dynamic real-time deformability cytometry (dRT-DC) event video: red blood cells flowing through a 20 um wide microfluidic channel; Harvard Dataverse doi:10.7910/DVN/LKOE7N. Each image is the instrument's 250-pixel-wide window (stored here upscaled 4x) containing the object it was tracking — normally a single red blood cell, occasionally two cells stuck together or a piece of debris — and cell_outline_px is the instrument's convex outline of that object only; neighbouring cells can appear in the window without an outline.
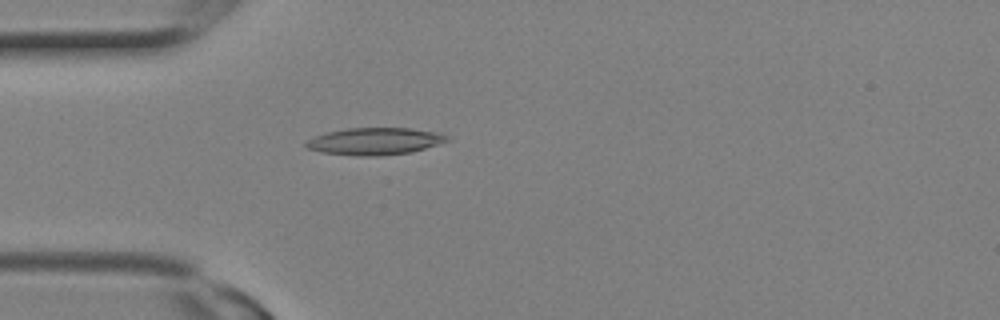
{"species": "Egyptian fruit bat (a non-hibernating species)", "species_latin": "Rousettus aegyptiacus", "temperature_condition": "room temperature", "stored_images_in_passage": 6, "camera_frame_rate_fps": 3000, "um_per_image_px": 0.085, "animal": {"sex": "female"}, "frame": {"image": 1, "passage_image": 4, "time_ms": 1.0, "image_size_px": [1000, 320], "cell_outline_px": [[452, 140], [412, 152], [376, 156], [356, 156], [320, 152], [308, 148], [304, 144], [308, 140], [316, 136], [328, 132], [348, 128], [412, 128], [436, 132], [448, 136]], "centroid_in_image_um": [31.89, 12.01], "position_along_channel_um": 53.1, "area_um2": 22.25}}
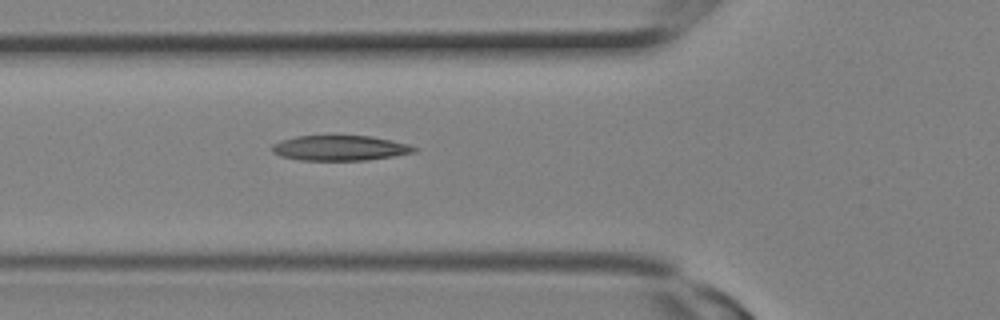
{"frame": {"image": 2, "passage_image": 6, "time_ms": 1.667, "image_size_px": [1000, 320], "cell_outline_px": [[420, 148], [416, 152], [396, 156], [368, 160], [300, 160], [280, 156], [272, 152], [272, 144], [280, 140], [296, 136], [372, 136], [408, 144]], "centroid_in_image_um": [28.92, 12.58], "position_along_channel_um": 96.9, "area_um2": 20.98}}